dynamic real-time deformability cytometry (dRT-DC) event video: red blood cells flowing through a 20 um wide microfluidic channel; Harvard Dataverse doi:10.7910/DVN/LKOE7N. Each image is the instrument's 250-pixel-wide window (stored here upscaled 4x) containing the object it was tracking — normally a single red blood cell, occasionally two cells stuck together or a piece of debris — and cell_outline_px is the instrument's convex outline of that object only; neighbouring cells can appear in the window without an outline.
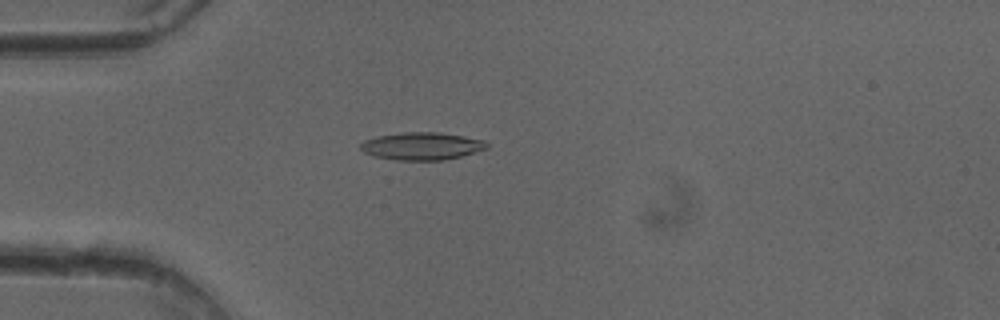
{"species": "common noctule bat (a hibernating species)", "species_latin": "Nyctalus noctula", "temperature_condition": "cold", "stored_images_in_passage": 43, "camera_frame_rate_fps": 3000, "um_per_image_px": 0.085, "animal": {"sex": "female"}, "frame": {"image": 1, "passage_image": 6, "time_ms": 1.667, "image_size_px": [1000, 320], "cell_outline_px": [[488, 148], [460, 156], [444, 160], [396, 160], [372, 156], [364, 152], [360, 148], [360, 144], [364, 140], [376, 136], [400, 132], [440, 132], [464, 136], [484, 140], [488, 144]], "centroid_in_image_um": [35.82, 12.41], "position_along_channel_um": 49.2, "area_um2": 20.4}}
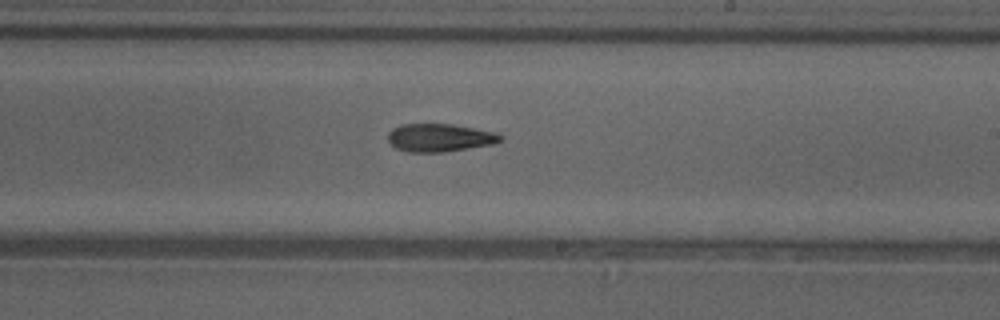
{"frame": {"image": 2, "passage_image": 22, "time_ms": 7.0, "image_size_px": [1000, 320], "cell_outline_px": [[504, 140], [492, 144], [468, 148], [440, 152], [408, 152], [396, 148], [388, 140], [388, 132], [392, 128], [400, 124], [452, 124], [496, 132], [504, 136]], "centroid_in_image_um": [37.38, 11.69], "position_along_channel_um": 251.6, "area_um2": 18.38}}
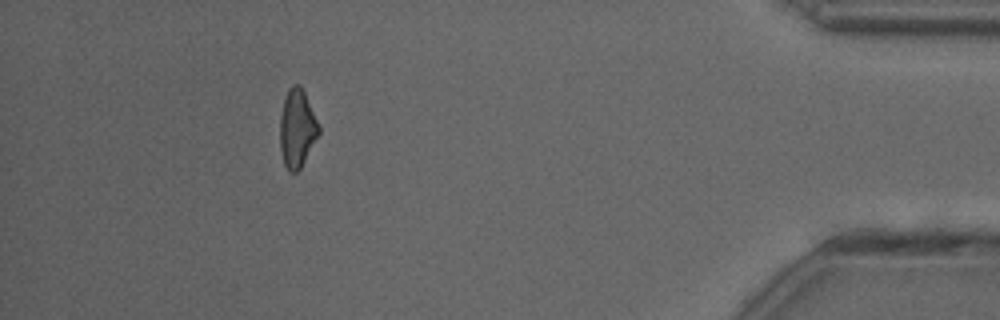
{"frame": {"image": 3, "passage_image": 38, "time_ms": 12.333, "image_size_px": [1000, 320], "cell_outline_px": [[320, 132], [300, 168], [296, 172], [292, 172], [284, 164], [280, 148], [280, 116], [284, 100], [288, 88], [292, 84], [300, 84], [304, 92], [320, 128]], "centroid_in_image_um": [25.24, 10.89], "position_along_channel_um": 410.0, "area_um2": 17.34}}